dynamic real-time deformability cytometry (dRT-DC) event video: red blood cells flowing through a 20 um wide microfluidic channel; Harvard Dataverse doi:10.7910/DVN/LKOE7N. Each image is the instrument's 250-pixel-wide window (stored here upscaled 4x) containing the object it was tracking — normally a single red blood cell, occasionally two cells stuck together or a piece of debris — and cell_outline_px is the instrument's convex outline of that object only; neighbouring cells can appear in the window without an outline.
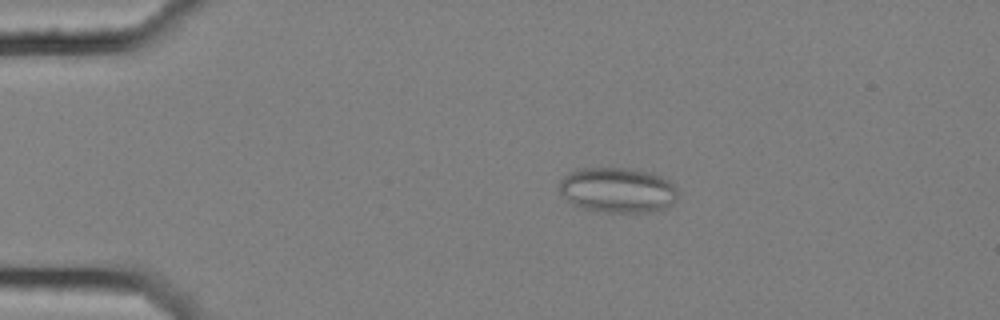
{"species": "common noctule bat (a hibernating species)", "species_latin": "Nyctalus noctula", "temperature_condition": "cold", "stored_images_in_passage": 49, "camera_frame_rate_fps": 3000, "um_per_image_px": 0.085, "animal": {"sex": "female", "body_mass_g": 25.1}, "frame": {"image": 1, "passage_image": 4, "time_ms": 1.0, "image_size_px": [1000, 320], "cell_outline_px": [[676, 200], [668, 208], [644, 212], [612, 212], [584, 208], [572, 204], [560, 192], [560, 180], [568, 172], [580, 168], [628, 168], [648, 172], [660, 176], [668, 180], [676, 188]], "centroid_in_image_um": [52.49, 16.15], "position_along_channel_um": 32.5, "area_um2": 30.98}}
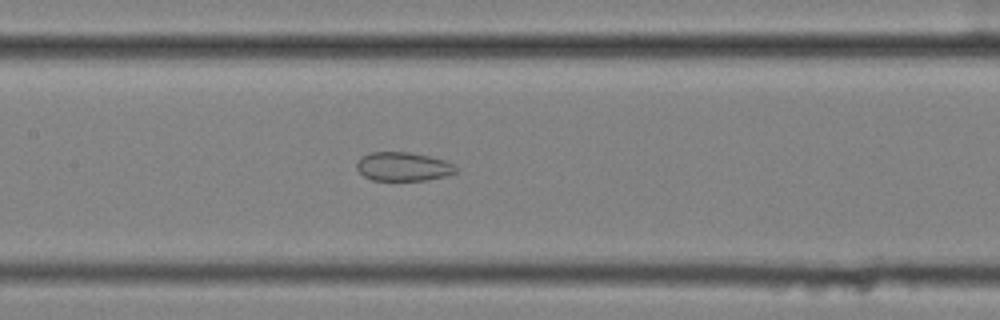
{"frame": {"image": 2, "passage_image": 20, "time_ms": 6.333, "image_size_px": [1000, 320], "cell_outline_px": [[456, 172], [444, 176], [428, 180], [372, 180], [364, 176], [356, 168], [356, 160], [360, 156], [372, 152], [408, 152], [428, 156], [444, 160], [452, 164], [456, 168]], "centroid_in_image_um": [34.21, 14.15], "position_along_channel_um": 173.2, "area_um2": 16.59}}
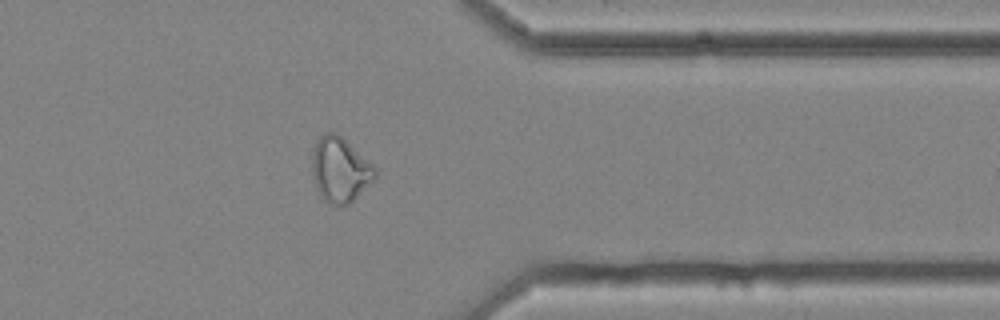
{"frame": {"image": 3, "passage_image": 38, "time_ms": 12.333, "image_size_px": [1000, 320], "cell_outline_px": [[376, 176], [348, 204], [332, 204], [324, 200], [320, 196], [316, 188], [312, 176], [312, 152], [316, 140], [324, 132], [336, 132], [372, 164], [376, 168]], "centroid_in_image_um": [28.85, 14.4], "position_along_channel_um": 382.6, "area_um2": 23.41}, "authors_computed_cell_mechanics": {"area_um2": 23.409, "velocity_mm_per_s": 3.6079, "shape_relaxation_time_tau1_ms": null, "shape_relaxation_time_tau2_ms": 2.1329, "deformation_change_tau1": null, "deformation_change_tau2": 0.0808}}